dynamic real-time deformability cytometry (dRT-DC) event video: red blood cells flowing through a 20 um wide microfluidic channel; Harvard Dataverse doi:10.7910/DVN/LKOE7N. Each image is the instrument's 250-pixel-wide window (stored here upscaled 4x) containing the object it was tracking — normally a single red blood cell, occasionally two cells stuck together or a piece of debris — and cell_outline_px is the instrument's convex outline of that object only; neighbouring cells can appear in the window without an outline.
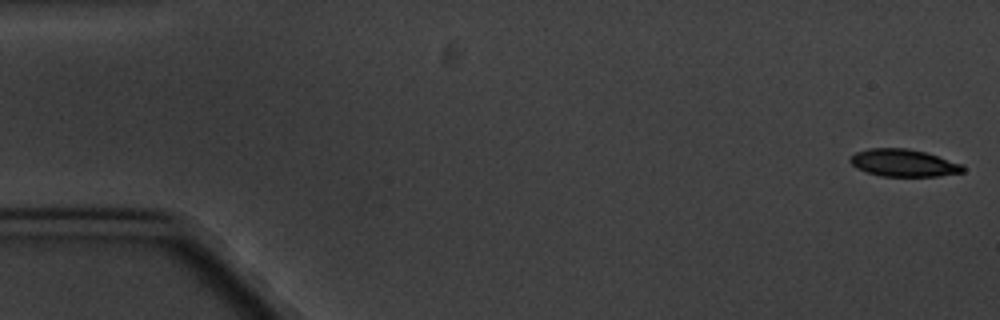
{"species": "common noctule bat (a hibernating species)", "species_latin": "Nyctalus noctula", "temperature_condition": "cold", "stored_images_in_passage": 5, "camera_frame_rate_fps": 3000, "um_per_image_px": 0.085, "animal": {"sex": "male", "body_mass_g": 20.1, "forearm_length_mm": 53.5}, "frame": {"image": 1, "passage_image": 1, "time_ms": 0.0, "image_size_px": [1000, 320], "cell_outline_px": [[964, 172], [940, 176], [880, 176], [856, 168], [848, 160], [848, 156], [856, 152], [868, 148], [908, 148], [924, 152], [960, 164], [964, 168]], "centroid_in_image_um": [76.73, 13.84], "position_along_channel_um": 8.3, "area_um2": 17.86}}
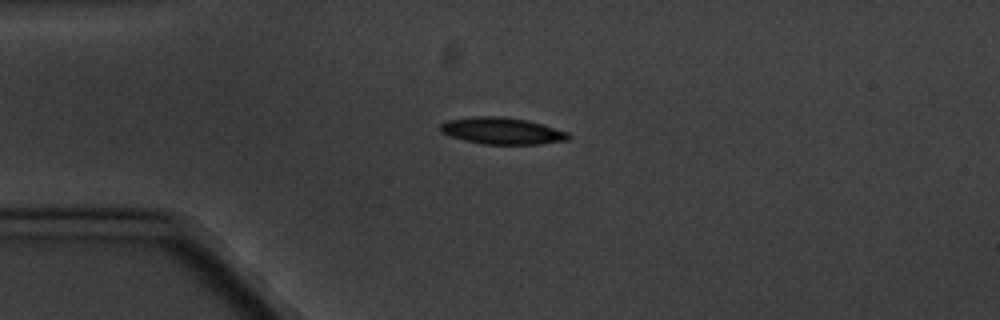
{"frame": {"image": 2, "passage_image": 4, "time_ms": 4.333, "image_size_px": [1000, 320], "cell_outline_px": [[572, 136], [568, 140], [540, 144], [484, 144], [464, 140], [440, 132], [440, 124], [448, 120], [476, 116], [500, 116], [528, 120], [568, 132]], "centroid_in_image_um": [42.69, 11.12], "position_along_channel_um": 42.3, "area_um2": 19.88}}